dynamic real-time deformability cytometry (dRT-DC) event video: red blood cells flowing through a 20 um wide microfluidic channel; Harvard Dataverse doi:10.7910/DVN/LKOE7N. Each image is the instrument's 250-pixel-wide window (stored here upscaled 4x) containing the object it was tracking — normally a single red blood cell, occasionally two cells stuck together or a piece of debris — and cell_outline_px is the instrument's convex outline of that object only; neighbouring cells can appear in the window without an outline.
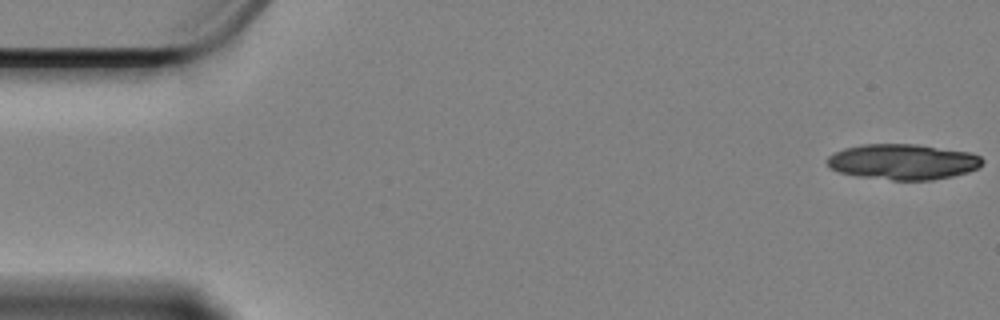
{"species": "Egyptian fruit bat (a non-hibernating species)", "species_latin": "Rousettus aegyptiacus", "temperature_condition": "cold", "stored_images_in_passage": 17, "camera_frame_rate_fps": 3000, "um_per_image_px": 0.085, "animal": {"sex": "female"}, "frame": {"image": 1, "passage_image": 1, "time_ms": 0.0, "image_size_px": [1000, 320], "cell_outline_px": [[984, 160], [980, 168], [968, 172], [952, 176], [932, 180], [892, 180], [856, 176], [840, 172], [832, 168], [828, 164], [828, 156], [844, 148], [864, 144], [916, 144], [968, 152], [980, 156]], "centroid_in_image_um": [76.78, 13.75], "position_along_channel_um": 8.2, "area_um2": 32.08}}